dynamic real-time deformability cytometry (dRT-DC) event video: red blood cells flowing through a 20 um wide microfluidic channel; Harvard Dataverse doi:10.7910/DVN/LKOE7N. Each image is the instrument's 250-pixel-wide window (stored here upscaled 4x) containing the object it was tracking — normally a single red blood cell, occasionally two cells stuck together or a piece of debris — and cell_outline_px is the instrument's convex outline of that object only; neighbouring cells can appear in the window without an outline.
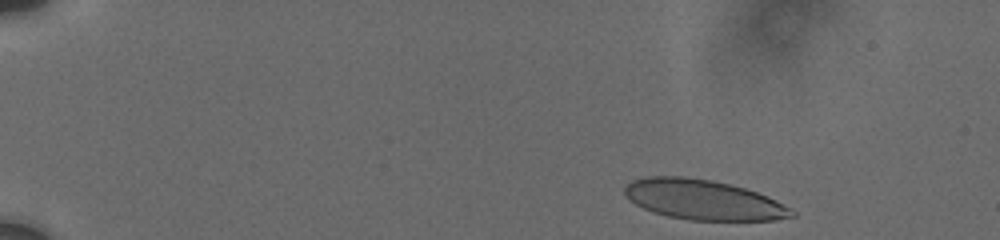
{"species": "human", "species_latin": "Homo sapiens", "temperature_condition": "cold", "stored_images_in_passage": 14, "camera_frame_rate_fps": 3000, "um_per_image_px": 0.085, "donor": {"sex": "male"}, "frame": {"image": 1, "passage_image": 1, "time_ms": 0.0, "image_size_px": [1000, 240], "cell_outline_px": [[796, 216], [776, 220], [688, 220], [668, 216], [652, 212], [628, 200], [624, 192], [624, 188], [632, 180], [648, 176], [684, 176], [712, 180], [744, 188], [768, 196], [792, 208], [796, 212]], "centroid_in_image_um": [59.79, 16.98], "position_along_channel_um": 25.2, "area_um2": 39.07}}
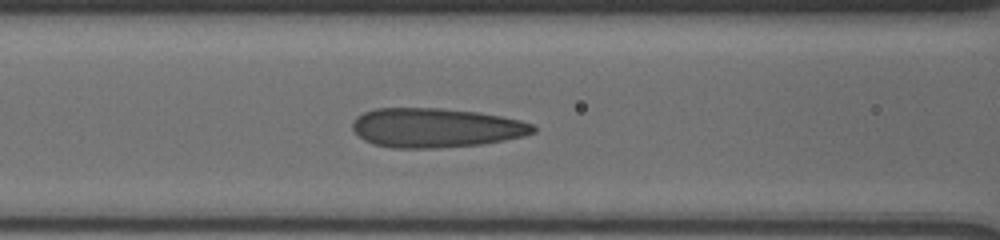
{"frame": {"image": 2, "passage_image": 11, "time_ms": 6.0, "image_size_px": [1000, 240], "cell_outline_px": [[536, 132], [524, 136], [484, 144], [440, 148], [392, 148], [372, 144], [364, 140], [352, 132], [352, 124], [356, 116], [364, 112], [376, 108], [440, 108], [476, 112], [500, 116], [520, 120], [532, 124], [536, 128]], "centroid_in_image_um": [37.01, 10.87], "position_along_channel_um": 129.6, "area_um2": 41.73}}
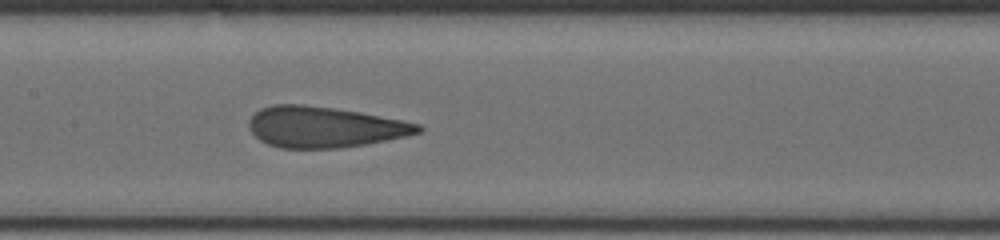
{"frame": {"image": 3, "passage_image": 14, "time_ms": 7.333, "image_size_px": [1000, 240], "cell_outline_px": [[424, 128], [420, 132], [408, 136], [388, 140], [340, 148], [280, 148], [268, 144], [260, 140], [248, 128], [248, 120], [260, 108], [276, 104], [304, 104], [336, 108], [360, 112], [404, 120], [420, 124]], "centroid_in_image_um": [27.59, 10.79], "position_along_channel_um": 179.8, "area_um2": 40.52}}